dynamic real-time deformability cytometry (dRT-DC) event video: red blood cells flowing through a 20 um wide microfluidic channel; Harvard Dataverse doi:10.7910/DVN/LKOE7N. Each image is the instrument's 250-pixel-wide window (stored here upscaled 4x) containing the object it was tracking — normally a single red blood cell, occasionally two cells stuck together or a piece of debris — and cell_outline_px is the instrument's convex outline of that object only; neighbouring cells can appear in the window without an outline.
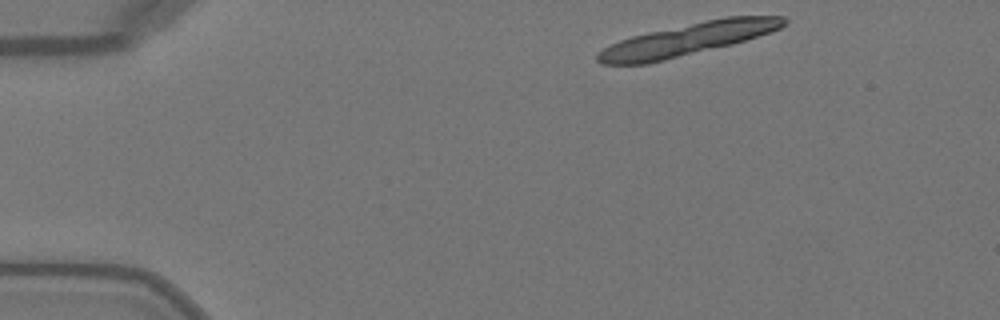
{"species": "Egyptian fruit bat (a non-hibernating species)", "species_latin": "Rousettus aegyptiacus", "temperature_condition": "warm", "stored_images_in_passage": 6, "camera_frame_rate_fps": 3000, "um_per_image_px": 0.085, "animal": {"sex": "female"}, "frame": {"image": 1, "passage_image": 1, "time_ms": 0.0, "image_size_px": [1000, 320], "cell_outline_px": [[788, 24], [780, 28], [732, 44], [648, 64], [600, 64], [596, 60], [596, 56], [604, 48], [620, 40], [632, 36], [648, 32], [728, 16], [784, 16], [788, 20]], "centroid_in_image_um": [58.45, 3.34], "position_along_channel_um": 26.6, "area_um2": 34.56}}